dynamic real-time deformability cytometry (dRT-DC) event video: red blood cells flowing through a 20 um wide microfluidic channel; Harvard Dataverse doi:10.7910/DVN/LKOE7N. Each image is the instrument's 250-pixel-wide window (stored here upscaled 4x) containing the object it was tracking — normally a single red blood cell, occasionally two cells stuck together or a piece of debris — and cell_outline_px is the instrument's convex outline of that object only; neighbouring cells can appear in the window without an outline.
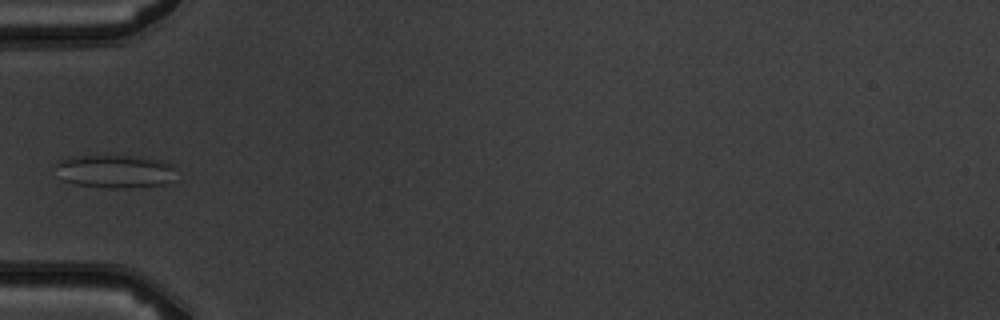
{"species": "common noctule bat (a hibernating species)", "species_latin": "Nyctalus noctula", "temperature_condition": "warm", "stored_images_in_passage": 5, "camera_frame_rate_fps": 3000, "um_per_image_px": 0.085, "animal": {"sex": "male", "body_mass_g": 19.5, "forearm_length_mm": 54.6}, "frame": {"image": 1, "passage_image": 4, "time_ms": 3.667, "image_size_px": [1000, 320], "cell_outline_px": [[176, 168], [172, 180], [164, 184], [124, 188], [112, 188], [76, 184], [60, 180], [52, 164], [56, 160], [72, 156], [128, 156], [160, 160], [172, 164]], "centroid_in_image_um": [9.68, 14.56], "position_along_channel_um": 75.3, "area_um2": 23.52}}
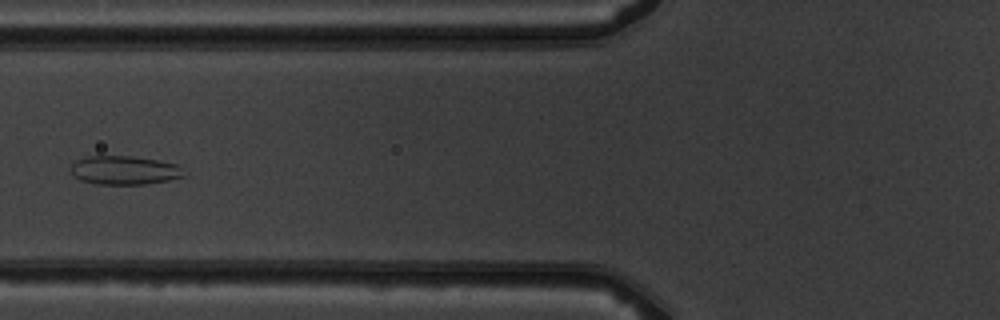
{"frame": {"image": 2, "passage_image": 5, "time_ms": 4.667, "image_size_px": [1000, 320], "cell_outline_px": [[188, 176], [168, 180], [144, 184], [96, 184], [80, 180], [72, 176], [72, 164], [76, 160], [88, 156], [132, 156], [156, 160], [176, 164], [188, 172]], "centroid_in_image_um": [10.61, 14.47], "position_along_channel_um": 115.2, "area_um2": 19.07}}